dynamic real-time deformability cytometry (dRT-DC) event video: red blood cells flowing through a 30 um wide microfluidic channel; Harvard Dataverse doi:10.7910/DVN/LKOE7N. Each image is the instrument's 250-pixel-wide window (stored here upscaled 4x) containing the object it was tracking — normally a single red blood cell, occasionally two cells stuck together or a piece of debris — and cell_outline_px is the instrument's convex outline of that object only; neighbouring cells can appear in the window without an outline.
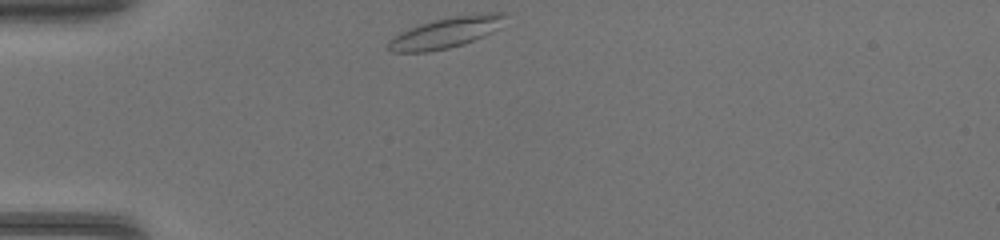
{"species": "common noctule bat (a hibernating species)", "species_latin": "Nyctalus noctula", "temperature_condition": "warm", "stored_images_in_passage": 32, "camera_frame_rate_fps": 3000, "um_per_image_px": 0.085, "animal": {"sex": "female", "body_mass_g": 17.0, "forearm_length_mm": 48.0}, "frame": {"image": 1, "passage_image": 1, "time_ms": 0.0, "image_size_px": [1000, 240], "cell_outline_px": [[508, 16], [500, 28], [492, 32], [472, 40], [448, 48], [428, 52], [392, 52], [388, 48], [388, 40], [400, 32], [408, 28], [432, 20], [456, 16], [488, 12], [508, 12]], "centroid_in_image_um": [37.93, 2.75], "position_along_channel_um": 47.1, "area_um2": 20.92}}
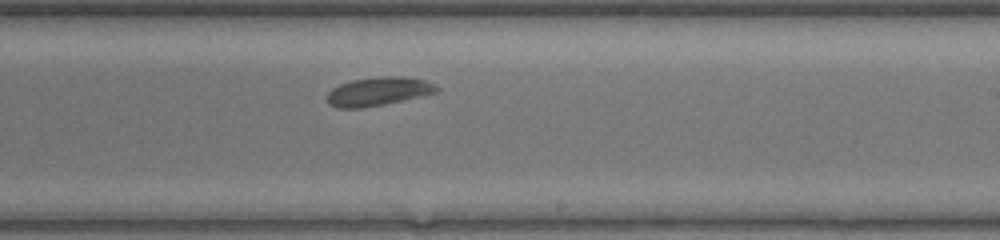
{"frame": {"image": 2, "passage_image": 17, "time_ms": 5.333, "image_size_px": [1000, 240], "cell_outline_px": [[440, 88], [436, 92], [384, 104], [360, 108], [336, 108], [328, 104], [328, 92], [332, 88], [340, 84], [352, 80], [380, 76], [404, 76], [424, 80]], "centroid_in_image_um": [32.11, 7.76], "position_along_channel_um": 256.9, "area_um2": 18.03}}
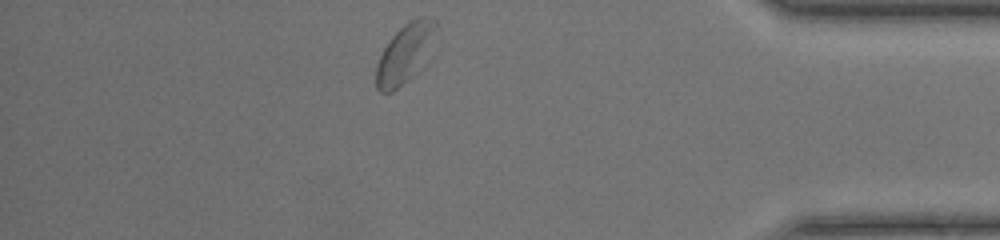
{"frame": {"image": 3, "passage_image": 29, "time_ms": 9.333, "image_size_px": [1000, 240], "cell_outline_px": [[436, 28], [408, 76], [392, 92], [380, 92], [376, 88], [376, 64], [384, 48], [392, 36], [408, 20], [416, 16], [424, 16], [436, 20]], "centroid_in_image_um": [34.26, 4.47], "position_along_channel_um": 400.9, "area_um2": 18.38}}